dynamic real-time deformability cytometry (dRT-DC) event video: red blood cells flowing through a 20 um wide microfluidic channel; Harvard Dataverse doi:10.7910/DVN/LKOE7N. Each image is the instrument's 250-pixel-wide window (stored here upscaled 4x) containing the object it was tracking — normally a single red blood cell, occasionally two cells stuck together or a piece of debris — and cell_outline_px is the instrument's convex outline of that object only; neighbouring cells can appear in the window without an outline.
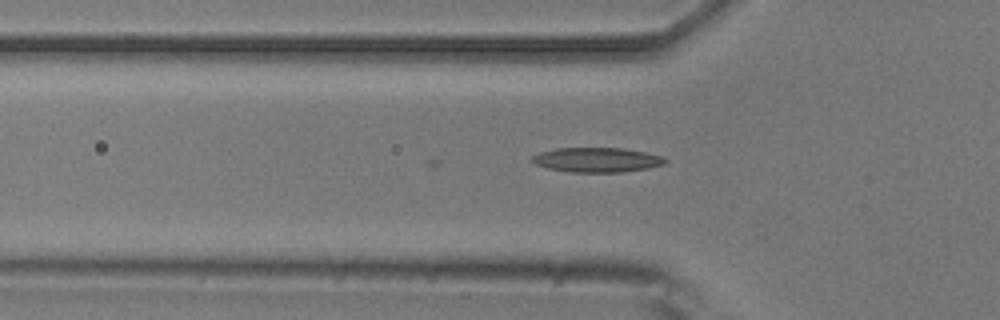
{"species": "common noctule bat (a hibernating species)", "species_latin": "Nyctalus noctula", "temperature_condition": "room temperature", "stored_images_in_passage": 8, "camera_frame_rate_fps": 3000, "um_per_image_px": 0.085, "animal": {"sex": "male", "body_mass_g": 20.5, "forearm_length_mm": 52.5}, "frame": {"image": 1, "passage_image": 8, "time_ms": 2.333, "image_size_px": [1000, 320], "cell_outline_px": [[668, 160], [664, 164], [648, 168], [620, 172], [572, 172], [548, 168], [536, 164], [532, 160], [532, 156], [540, 152], [556, 148], [624, 148], [664, 156]], "centroid_in_image_um": [50.77, 13.58], "position_along_channel_um": 75.0, "area_um2": 19.02}}